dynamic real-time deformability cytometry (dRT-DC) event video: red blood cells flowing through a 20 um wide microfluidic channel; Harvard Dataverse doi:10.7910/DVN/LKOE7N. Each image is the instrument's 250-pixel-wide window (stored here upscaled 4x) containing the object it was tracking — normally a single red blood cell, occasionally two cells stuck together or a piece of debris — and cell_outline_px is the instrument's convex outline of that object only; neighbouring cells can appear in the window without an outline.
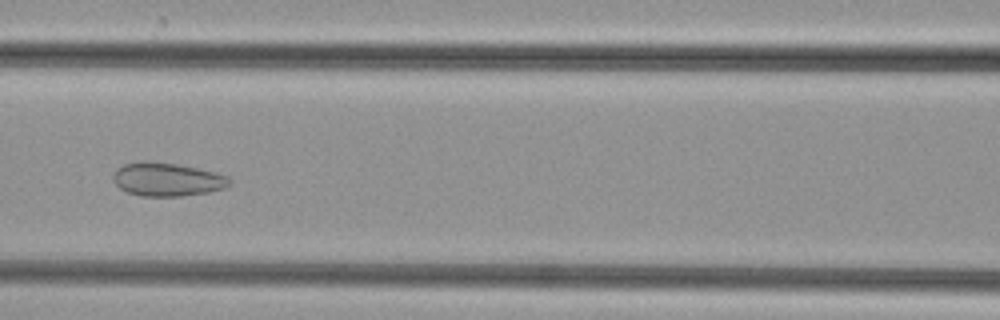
{"species": "common noctule bat (a hibernating species)", "species_latin": "Nyctalus noctula", "temperature_condition": "cold", "stored_images_in_passage": 48, "camera_frame_rate_fps": 3000, "um_per_image_px": 0.085, "animal": {"sex": "female", "body_mass_g": 29.2, "forearm_length_mm": 56.3}, "frame": {"image": 1, "passage_image": 20, "time_ms": 6.333, "image_size_px": [1000, 320], "cell_outline_px": [[232, 184], [224, 188], [208, 192], [180, 196], [140, 196], [128, 192], [120, 188], [112, 180], [112, 176], [116, 168], [124, 164], [176, 164], [216, 172], [228, 176], [232, 180]], "centroid_in_image_um": [14.26, 15.29], "position_along_channel_um": 152.3, "area_um2": 22.08}}
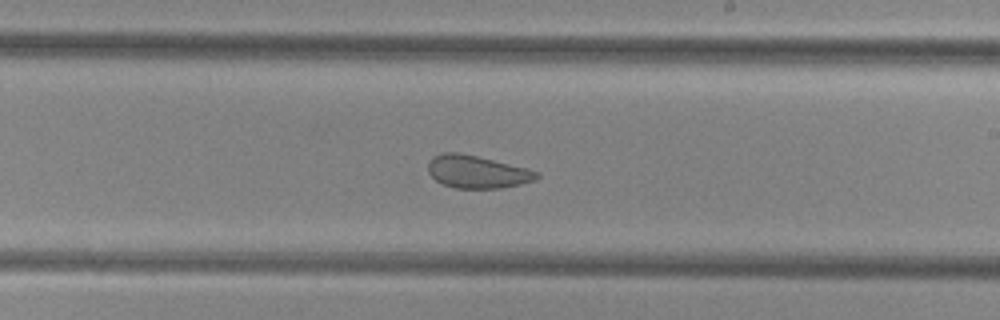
{"frame": {"image": 2, "passage_image": 27, "time_ms": 8.667, "image_size_px": [1000, 320], "cell_outline_px": [[540, 176], [536, 180], [520, 184], [500, 188], [456, 188], [444, 184], [436, 180], [428, 172], [428, 160], [432, 156], [444, 152], [460, 152], [528, 168], [540, 172]], "centroid_in_image_um": [40.56, 14.59], "position_along_channel_um": 248.4, "area_um2": 20.81}}
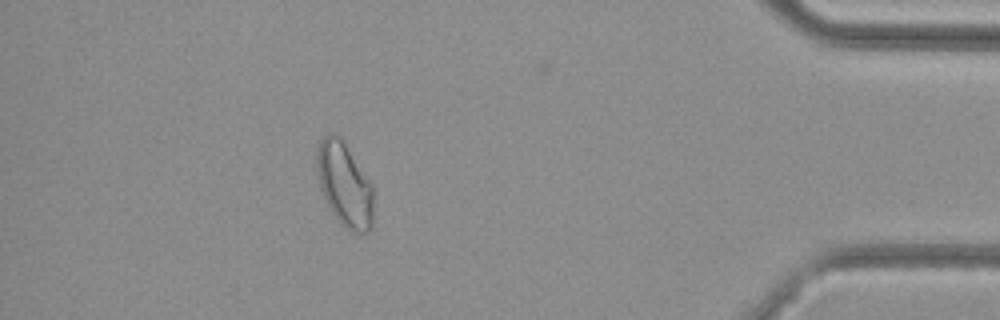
{"frame": {"image": 3, "passage_image": 42, "time_ms": 13.667, "image_size_px": [1000, 320], "cell_outline_px": [[372, 228], [364, 232], [352, 232], [340, 224], [332, 212], [320, 188], [316, 172], [316, 152], [320, 140], [328, 132], [336, 132], [340, 136], [372, 184]], "centroid_in_image_um": [29.25, 15.65], "position_along_channel_um": 405.9, "area_um2": 27.74}}